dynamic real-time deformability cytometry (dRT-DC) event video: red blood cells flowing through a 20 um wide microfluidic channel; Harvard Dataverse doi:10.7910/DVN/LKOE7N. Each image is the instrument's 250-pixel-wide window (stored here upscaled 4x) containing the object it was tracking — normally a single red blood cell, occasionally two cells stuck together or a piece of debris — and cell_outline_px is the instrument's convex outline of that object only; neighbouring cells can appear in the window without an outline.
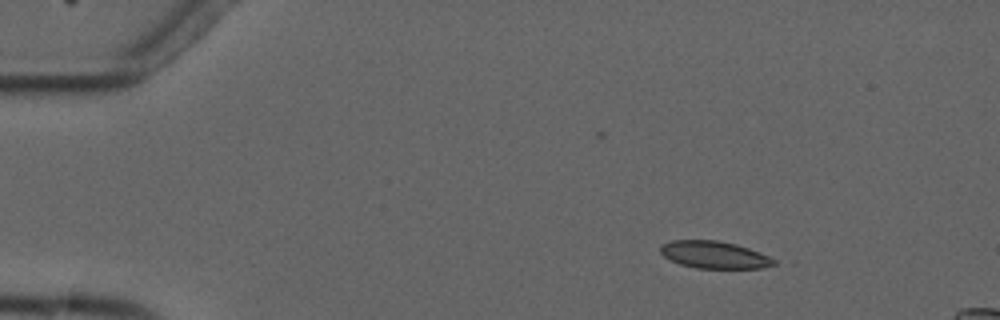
{"species": "common noctule bat (a hibernating species)", "species_latin": "Nyctalus noctula", "temperature_condition": "cold", "stored_images_in_passage": 6, "camera_frame_rate_fps": 3000, "um_per_image_px": 0.085, "animal": {"sex": "male", "forearm_length_mm": 52.5}, "frame": {"image": 1, "passage_image": 1, "time_ms": 0.0, "image_size_px": [1000, 320], "cell_outline_px": [[776, 264], [760, 268], [696, 268], [680, 264], [664, 256], [660, 252], [660, 244], [672, 240], [716, 240], [736, 244], [748, 248], [768, 256], [776, 260]], "centroid_in_image_um": [60.69, 21.65], "position_along_channel_um": 24.3, "area_um2": 17.92}}
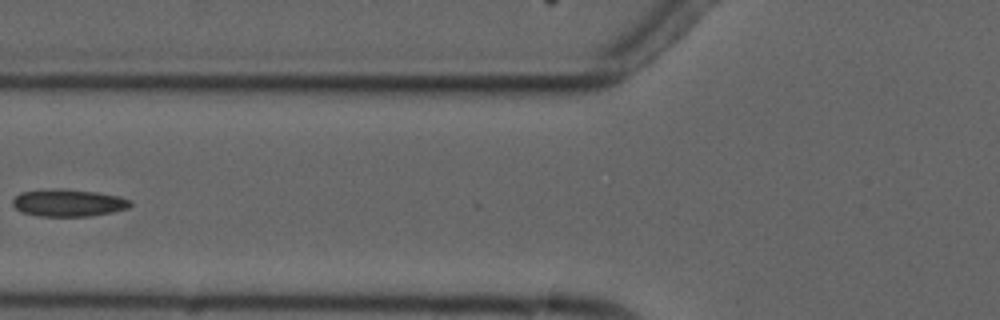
{"frame": {"image": 2, "passage_image": 5, "time_ms": 4.667, "image_size_px": [1000, 320], "cell_outline_px": [[132, 204], [128, 208], [112, 212], [88, 216], [36, 216], [20, 212], [12, 204], [12, 200], [20, 192], [52, 188], [64, 188], [96, 192], [120, 196], [132, 200]], "centroid_in_image_um": [5.8, 17.23], "position_along_channel_um": 120.0, "area_um2": 18.96}}
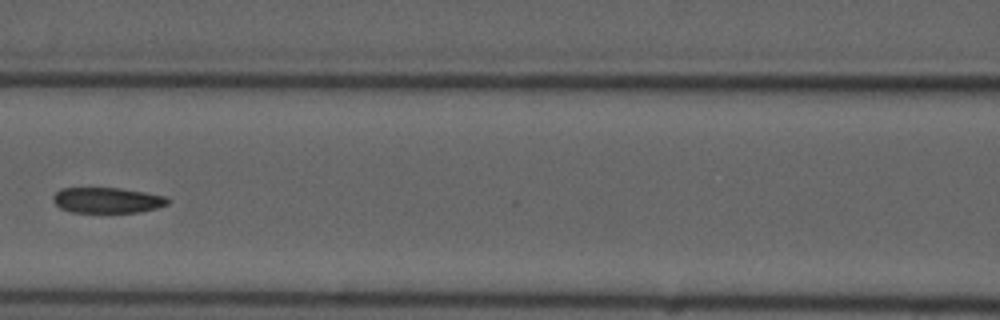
{"frame": {"image": 3, "passage_image": 6, "time_ms": 5.667, "image_size_px": [1000, 320], "cell_outline_px": [[168, 204], [156, 208], [140, 212], [72, 212], [60, 208], [52, 200], [52, 196], [60, 188], [120, 188], [144, 192], [164, 196], [168, 200]], "centroid_in_image_um": [9.07, 17.02], "position_along_channel_um": 157.5, "area_um2": 16.99}}